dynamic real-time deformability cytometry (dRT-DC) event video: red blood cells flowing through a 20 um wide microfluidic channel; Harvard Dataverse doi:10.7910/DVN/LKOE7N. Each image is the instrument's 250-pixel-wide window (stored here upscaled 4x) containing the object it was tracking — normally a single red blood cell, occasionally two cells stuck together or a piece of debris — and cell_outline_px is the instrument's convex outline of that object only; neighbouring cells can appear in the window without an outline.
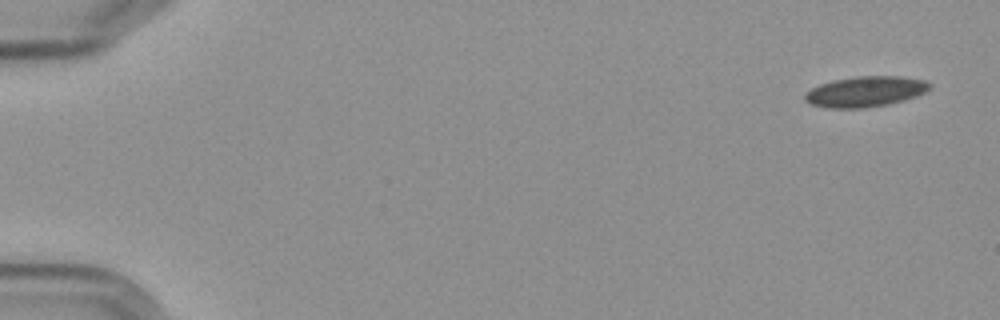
{"species": "Egyptian fruit bat (a non-hibernating species)", "species_latin": "Rousettus aegyptiacus", "temperature_condition": "cold", "stored_images_in_passage": 9, "camera_frame_rate_fps": 3000, "um_per_image_px": 0.085, "frame": {"image": 1, "passage_image": 1, "time_ms": 0.0, "image_size_px": [1000, 320], "cell_outline_px": [[932, 84], [924, 92], [916, 96], [904, 100], [888, 104], [864, 108], [828, 108], [812, 104], [804, 100], [804, 96], [812, 88], [820, 84], [832, 80], [856, 76], [896, 76], [924, 80]], "centroid_in_image_um": [73.54, 7.78], "position_along_channel_um": 11.5, "area_um2": 22.02}}
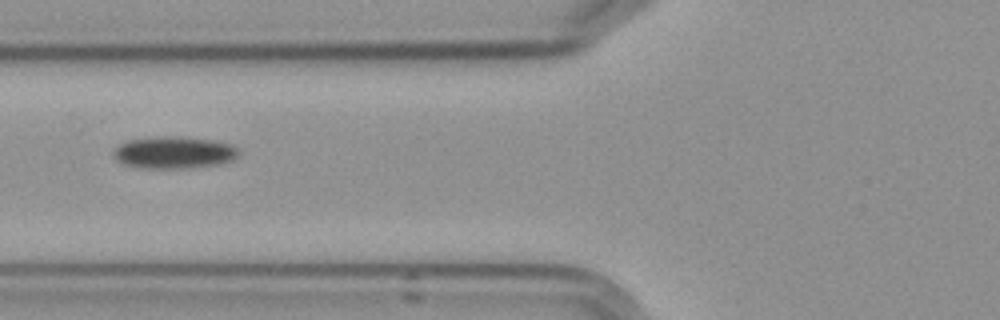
{"frame": {"image": 2, "passage_image": 7, "time_ms": 7.0, "image_size_px": [1000, 320], "cell_outline_px": [[240, 152], [232, 160], [220, 164], [188, 168], [140, 168], [124, 164], [116, 160], [112, 152], [120, 144], [132, 140], [156, 136], [180, 136], [216, 140], [232, 144]], "centroid_in_image_um": [14.81, 12.96], "position_along_channel_um": 111.0, "area_um2": 23.52}}
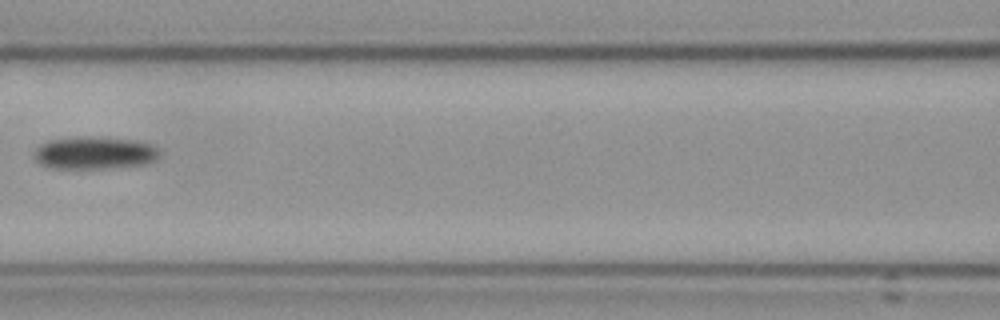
{"frame": {"image": 3, "passage_image": 8, "time_ms": 8.333, "image_size_px": [1000, 320], "cell_outline_px": [[160, 152], [148, 164], [112, 168], [48, 168], [40, 164], [36, 160], [36, 148], [40, 144], [48, 140], [84, 136], [104, 136], [132, 140], [148, 144], [156, 148]], "centroid_in_image_um": [8.0, 12.99], "position_along_channel_um": 158.6, "area_um2": 23.76}}